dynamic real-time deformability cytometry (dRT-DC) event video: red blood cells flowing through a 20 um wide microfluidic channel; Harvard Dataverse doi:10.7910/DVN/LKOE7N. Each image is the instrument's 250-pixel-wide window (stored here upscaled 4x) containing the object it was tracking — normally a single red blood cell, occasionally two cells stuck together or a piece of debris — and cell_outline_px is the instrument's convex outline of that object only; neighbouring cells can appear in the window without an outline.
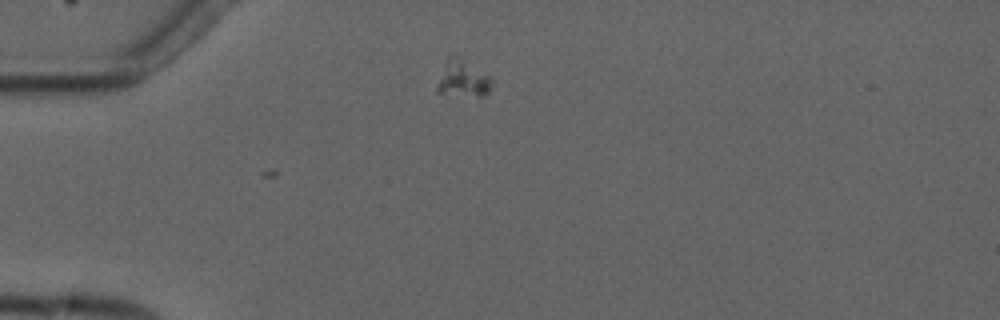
{"species": "common noctule bat (a hibernating species)", "species_latin": "Nyctalus noctula", "temperature_condition": "cold", "stored_images_in_passage": 5, "camera_frame_rate_fps": 3000, "um_per_image_px": 0.085, "animal": {"sex": "male", "forearm_length_mm": 52.5}, "frame": {"image": 1, "passage_image": 1, "time_ms": 0.0, "image_size_px": [1000, 320], "cell_outline_px": [[492, 84], [488, 92], [484, 96], [476, 96], [436, 92], [436, 88], [448, 56], [452, 56], [488, 72], [492, 76]], "centroid_in_image_um": [39.41, 6.71], "position_along_channel_um": 45.6, "area_um2": 11.33}}
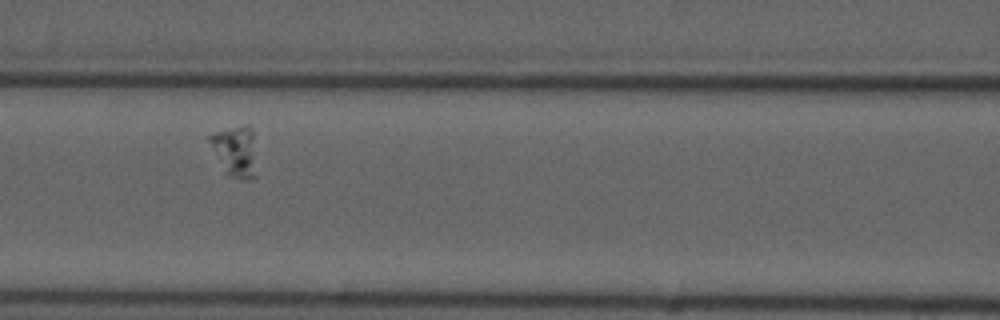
{"frame": {"image": 2, "passage_image": 4, "time_ms": 3.667, "image_size_px": [1000, 320], "cell_outline_px": [[256, 176], [232, 176], [224, 172], [208, 140], [208, 136], [216, 132], [244, 124], [248, 124], [252, 128]], "centroid_in_image_um": [19.98, 12.78], "position_along_channel_um": 146.6, "area_um2": 13.35}}
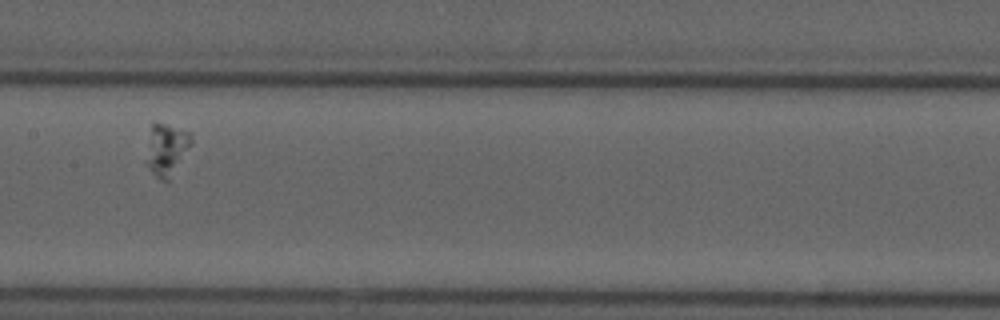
{"frame": {"image": 3, "passage_image": 5, "time_ms": 5.0, "image_size_px": [1000, 320], "cell_outline_px": [[192, 144], [168, 180], [160, 180], [148, 168], [144, 160], [152, 120], [192, 132]], "centroid_in_image_um": [14.12, 12.65], "position_along_channel_um": 193.3, "area_um2": 13.81}}